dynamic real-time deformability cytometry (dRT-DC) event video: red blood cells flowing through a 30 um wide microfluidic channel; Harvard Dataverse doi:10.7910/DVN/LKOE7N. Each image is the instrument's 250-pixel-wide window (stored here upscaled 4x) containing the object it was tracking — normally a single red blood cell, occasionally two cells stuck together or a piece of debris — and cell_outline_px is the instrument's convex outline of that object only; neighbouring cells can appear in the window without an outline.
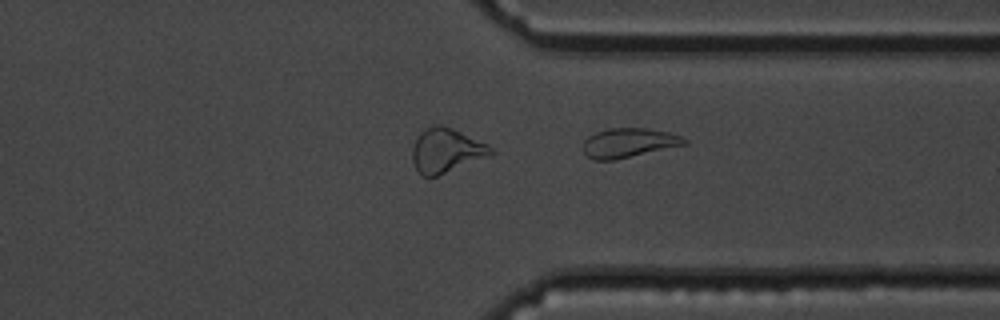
{"species": "common noctule bat (a hibernating species)", "species_latin": "Nyctalus noctula", "temperature_condition": "cold", "stored_images_in_passage": 32, "camera_frame_rate_fps": 3000, "um_per_image_px": 0.085, "animal": {"sex": "male", "body_mass_g": 19.5, "forearm_length_mm": 54.6}, "frame": {"image": 1, "passage_image": 32, "time_ms": 10.333, "image_size_px": [1000, 320], "cell_outline_px": [[688, 144], [612, 160], [592, 160], [584, 152], [584, 140], [588, 136], [596, 132], [608, 128], [648, 128], [668, 132], [680, 136], [688, 140]], "centroid_in_image_um": [53.44, 12.13], "position_along_channel_um": 358.0, "area_um2": 17.22}}